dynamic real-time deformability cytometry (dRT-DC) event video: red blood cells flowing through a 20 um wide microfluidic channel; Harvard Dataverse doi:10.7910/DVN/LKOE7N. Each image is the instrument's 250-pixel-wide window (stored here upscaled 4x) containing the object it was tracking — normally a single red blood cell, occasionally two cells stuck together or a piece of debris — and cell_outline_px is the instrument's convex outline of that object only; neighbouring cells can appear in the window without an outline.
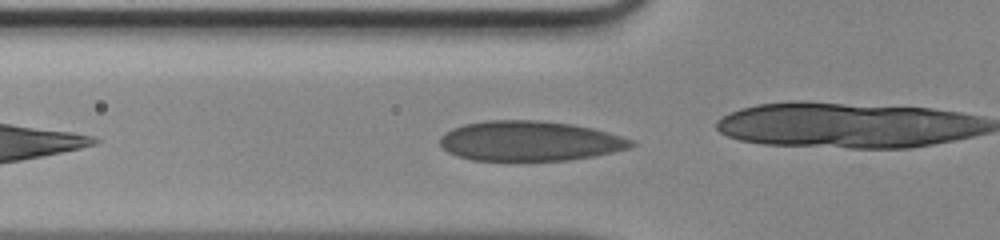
{"species": "human", "species_latin": "Homo sapiens", "temperature_condition": "room temperature", "stored_images_in_passage": 25, "camera_frame_rate_fps": 3000, "um_per_image_px": 0.085, "donor": {"sex": "male"}, "frame": {"image": 1, "passage_image": 4, "time_ms": 1.0, "image_size_px": [1000, 240], "cell_outline_px": [[636, 144], [628, 148], [612, 152], [592, 156], [568, 160], [472, 160], [448, 152], [440, 144], [440, 136], [452, 128], [464, 124], [484, 120], [540, 120], [572, 124], [592, 128], [608, 132], [632, 140]], "centroid_in_image_um": [45.01, 11.97], "position_along_channel_um": 80.8, "area_um2": 44.33}}
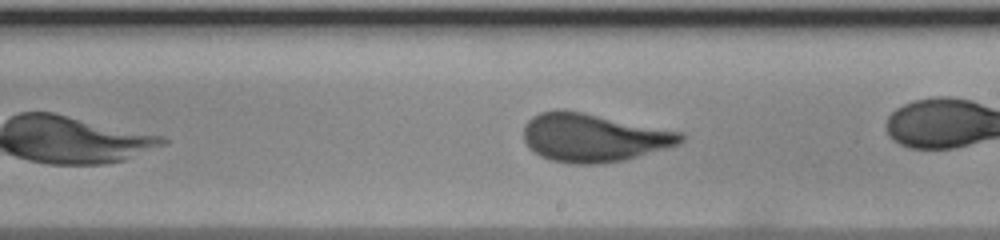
{"frame": {"image": 2, "passage_image": 15, "time_ms": 4.667, "image_size_px": [1000, 240], "cell_outline_px": [[684, 140], [676, 144], [624, 160], [600, 164], [572, 164], [552, 160], [540, 156], [528, 148], [524, 140], [524, 124], [532, 116], [540, 112], [560, 108], [584, 112], [680, 132], [684, 136]], "centroid_in_image_um": [50.35, 11.68], "position_along_channel_um": 238.6, "area_um2": 44.04}}
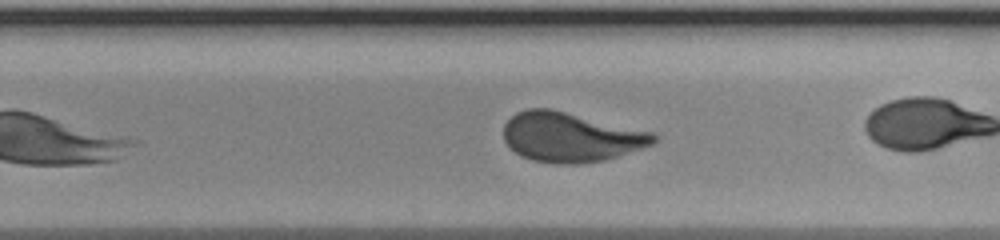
{"frame": {"image": 3, "passage_image": 18, "time_ms": 5.667, "image_size_px": [1000, 240], "cell_outline_px": [[656, 140], [652, 144], [604, 160], [576, 164], [556, 164], [532, 160], [520, 156], [504, 140], [504, 124], [516, 112], [528, 108], [548, 108], [652, 132], [656, 136]], "centroid_in_image_um": [48.46, 11.66], "position_along_channel_um": 281.3, "area_um2": 42.77}}